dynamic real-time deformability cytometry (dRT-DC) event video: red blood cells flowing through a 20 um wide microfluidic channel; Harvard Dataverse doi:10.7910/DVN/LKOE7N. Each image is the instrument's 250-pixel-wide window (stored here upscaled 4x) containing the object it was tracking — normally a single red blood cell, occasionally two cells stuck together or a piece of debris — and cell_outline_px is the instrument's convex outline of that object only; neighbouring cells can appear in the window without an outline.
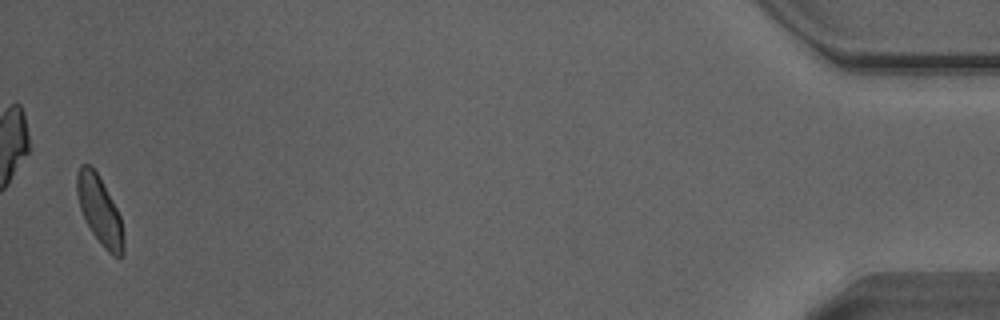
{"species": "Egyptian fruit bat (a non-hibernating species)", "species_latin": "Rousettus aegyptiacus", "temperature_condition": "warm", "stored_images_in_passage": 36, "camera_frame_rate_fps": 3000, "um_per_image_px": 0.085, "animal": {"sex": "male"}, "frame": {"image": 1, "passage_image": 35, "time_ms": 11.333, "image_size_px": [1000, 320], "cell_outline_px": [[124, 256], [112, 256], [104, 248], [92, 232], [80, 208], [76, 192], [76, 176], [80, 164], [92, 164], [112, 200], [120, 216], [124, 236]], "centroid_in_image_um": [8.47, 17.88], "position_along_channel_um": 426.7, "area_um2": 18.44}}